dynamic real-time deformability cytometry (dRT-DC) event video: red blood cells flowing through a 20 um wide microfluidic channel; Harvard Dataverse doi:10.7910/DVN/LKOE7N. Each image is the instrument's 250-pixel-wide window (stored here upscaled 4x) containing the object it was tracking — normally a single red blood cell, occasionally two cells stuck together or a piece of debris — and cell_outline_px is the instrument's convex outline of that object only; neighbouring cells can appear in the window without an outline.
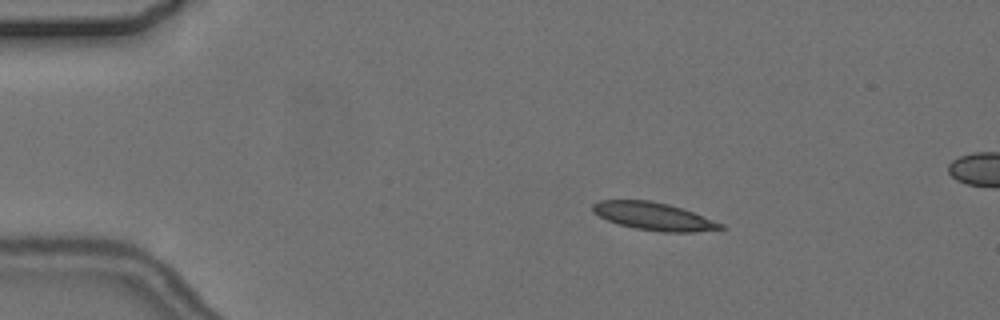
{"species": "common noctule bat (a hibernating species)", "species_latin": "Nyctalus noctula", "temperature_condition": "cold", "stored_images_in_passage": 4, "camera_frame_rate_fps": 3000, "um_per_image_px": 0.085, "animal": {"sex": "female", "body_mass_g": 24.6, "forearm_length_mm": 56.2}, "frame": {"image": 1, "passage_image": 2, "time_ms": 1.333, "image_size_px": [1000, 320], "cell_outline_px": [[728, 228], [696, 232], [660, 232], [636, 228], [620, 224], [608, 220], [592, 212], [592, 204], [600, 200], [652, 200], [668, 204], [692, 212], [724, 224]], "centroid_in_image_um": [55.58, 18.39], "position_along_channel_um": 29.4, "area_um2": 20.58}}